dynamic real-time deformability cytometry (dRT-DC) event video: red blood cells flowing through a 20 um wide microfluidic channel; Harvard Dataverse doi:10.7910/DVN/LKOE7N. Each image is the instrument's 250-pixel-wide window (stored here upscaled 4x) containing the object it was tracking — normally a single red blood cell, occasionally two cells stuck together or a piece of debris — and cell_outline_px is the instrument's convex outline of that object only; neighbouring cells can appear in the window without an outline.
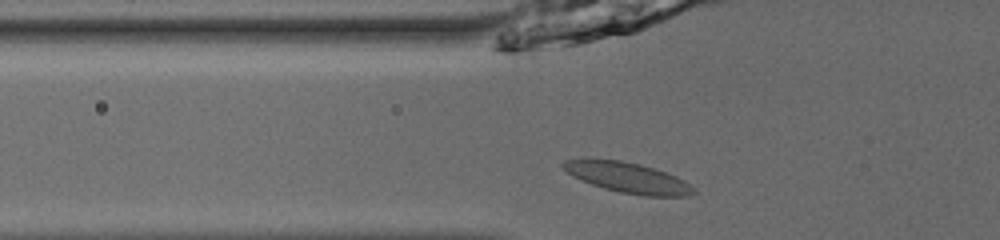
{"species": "common noctule bat (a hibernating species)", "species_latin": "Nyctalus noctula", "temperature_condition": "room temperature", "stored_images_in_passage": 35, "camera_frame_rate_fps": 3000, "um_per_image_px": 0.085, "animal": {"sex": "male", "body_mass_g": 13.0, "forearm_length_mm": 53.1}, "frame": {"image": 1, "passage_image": 2, "time_ms": 0.333, "image_size_px": [1000, 240], "cell_outline_px": [[696, 192], [688, 196], [644, 196], [620, 192], [604, 188], [592, 184], [572, 176], [560, 164], [564, 160], [588, 156], [620, 160], [640, 164], [676, 176], [684, 180], [696, 188]], "centroid_in_image_um": [53.31, 15.06], "position_along_channel_um": 72.5, "area_um2": 23.52}}
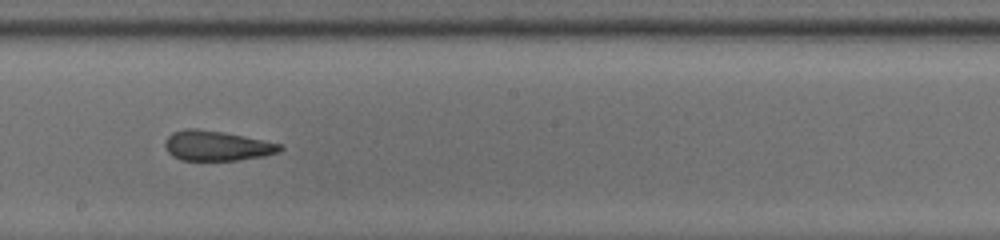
{"frame": {"image": 2, "passage_image": 14, "time_ms": 4.333, "image_size_px": [1000, 240], "cell_outline_px": [[284, 148], [280, 152], [264, 156], [236, 160], [180, 160], [172, 156], [168, 152], [164, 144], [164, 140], [172, 132], [184, 128], [196, 128], [224, 132], [244, 136], [280, 144]], "centroid_in_image_um": [18.39, 12.38], "position_along_channel_um": 229.8, "area_um2": 20.17}}
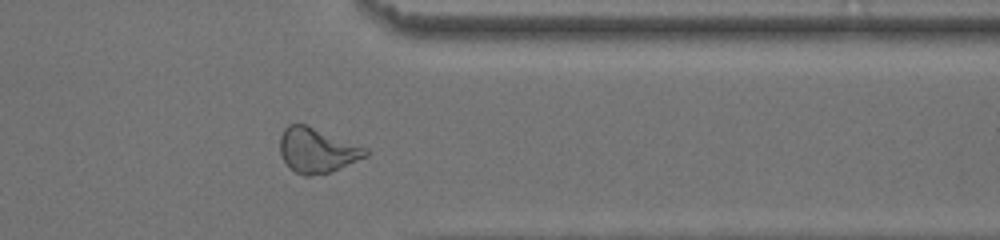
{"frame": {"image": 3, "passage_image": 26, "time_ms": 8.333, "image_size_px": [1000, 240], "cell_outline_px": [[368, 156], [328, 172], [312, 176], [304, 176], [296, 172], [284, 160], [280, 152], [280, 136], [284, 128], [288, 124], [304, 124], [368, 148]], "centroid_in_image_um": [26.94, 12.77], "position_along_channel_um": 384.5, "area_um2": 21.96}, "authors_computed_cell_mechanics": {"area_um2": 20.9814, "velocity_mm_per_s": 3.9243, "shape_relaxation_time_tau1_ms": null, "shape_relaxation_time_tau2_ms": 1.8035, "deformation_change_tau1": null, "deformation_change_tau2": 0.0766}}